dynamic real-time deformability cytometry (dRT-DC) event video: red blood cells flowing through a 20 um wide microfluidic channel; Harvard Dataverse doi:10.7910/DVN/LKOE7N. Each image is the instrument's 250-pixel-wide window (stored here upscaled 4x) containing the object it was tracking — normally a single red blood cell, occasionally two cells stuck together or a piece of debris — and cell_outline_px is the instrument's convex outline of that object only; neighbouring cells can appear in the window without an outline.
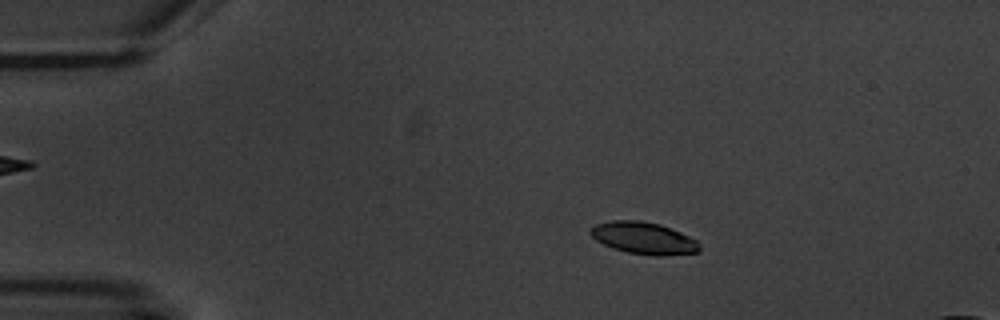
{"species": "common noctule bat (a hibernating species)", "species_latin": "Nyctalus noctula", "temperature_condition": "warm", "stored_images_in_passage": 4, "camera_frame_rate_fps": 3000, "um_per_image_px": 0.085, "animal": {"sex": "male", "body_mass_g": 20.1, "forearm_length_mm": 53.5}, "frame": {"image": 1, "passage_image": 2, "time_ms": 1.333, "image_size_px": [1000, 320], "cell_outline_px": [[700, 252], [656, 256], [628, 252], [612, 248], [596, 240], [588, 232], [596, 224], [612, 220], [640, 220], [660, 224], [680, 232], [696, 240], [700, 244]], "centroid_in_image_um": [54.71, 20.23], "position_along_channel_um": 30.3, "area_um2": 20.23}}